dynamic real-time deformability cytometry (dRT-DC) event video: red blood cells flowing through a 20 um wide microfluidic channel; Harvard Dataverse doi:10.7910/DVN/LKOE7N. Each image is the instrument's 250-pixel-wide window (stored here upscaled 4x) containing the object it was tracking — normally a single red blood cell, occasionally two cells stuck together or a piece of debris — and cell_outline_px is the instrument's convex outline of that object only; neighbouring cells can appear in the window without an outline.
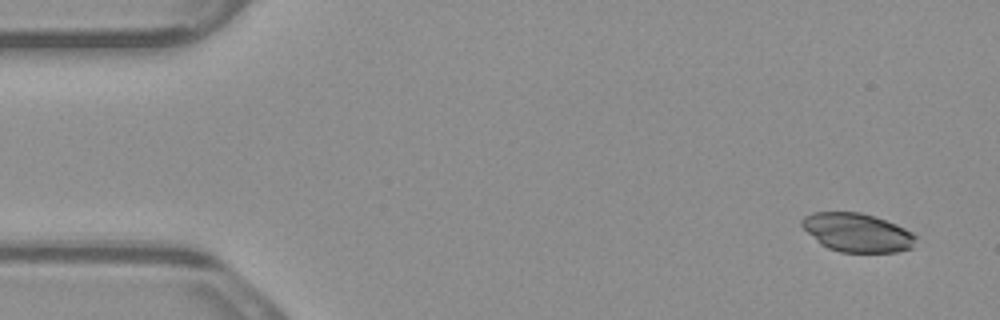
{"species": "common noctule bat (a hibernating species)", "species_latin": "Nyctalus noctula", "temperature_condition": "warm", "stored_images_in_passage": 6, "segment_of_instrument_passage": [2, 2], "camera_frame_rate_fps": 3000, "um_per_image_px": 0.085, "animal": {"sex": "male", "body_mass_g": 23.1, "forearm_length_mm": 52.7}, "frame": {"image": 1, "passage_image": 6, "time_ms": 1.667, "image_size_px": [1000, 320], "cell_outline_px": [[916, 236], [912, 248], [896, 252], [840, 252], [828, 248], [820, 244], [800, 224], [800, 220], [804, 216], [812, 212], [860, 212], [876, 216], [896, 224], [912, 232]], "centroid_in_image_um": [72.85, 19.76], "position_along_channel_um": 12.2, "area_um2": 25.72}}